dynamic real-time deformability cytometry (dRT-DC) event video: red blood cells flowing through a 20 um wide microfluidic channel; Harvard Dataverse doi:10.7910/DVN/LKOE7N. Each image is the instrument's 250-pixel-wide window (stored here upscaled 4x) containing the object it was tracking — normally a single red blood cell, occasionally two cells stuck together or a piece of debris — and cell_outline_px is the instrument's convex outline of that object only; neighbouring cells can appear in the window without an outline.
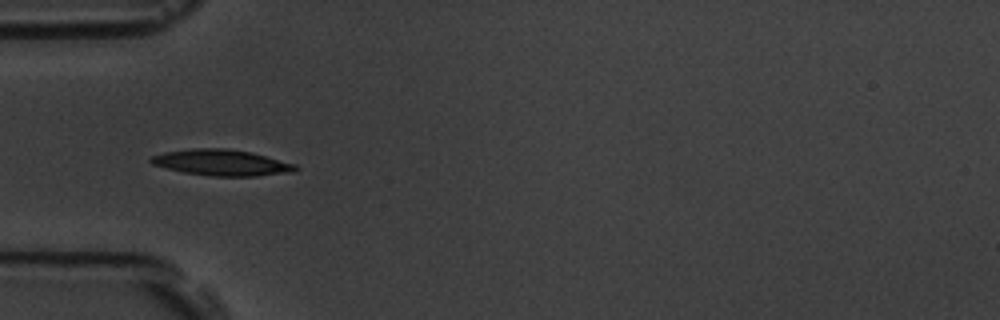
{"species": "common noctule bat (a hibernating species)", "species_latin": "Nyctalus noctula", "temperature_condition": "room temperature", "stored_images_in_passage": 6, "camera_frame_rate_fps": 3000, "um_per_image_px": 0.085, "animal": {"sex": "male", "body_mass_g": 19.5, "forearm_length_mm": 54.6}, "frame": {"image": 1, "passage_image": 4, "time_ms": 4.333, "image_size_px": [1000, 320], "cell_outline_px": [[300, 168], [292, 172], [256, 176], [212, 176], [184, 172], [152, 164], [148, 160], [152, 156], [164, 152], [192, 148], [228, 148], [252, 152], [296, 164]], "centroid_in_image_um": [18.87, 13.81], "position_along_channel_um": 66.1, "area_um2": 21.96}}
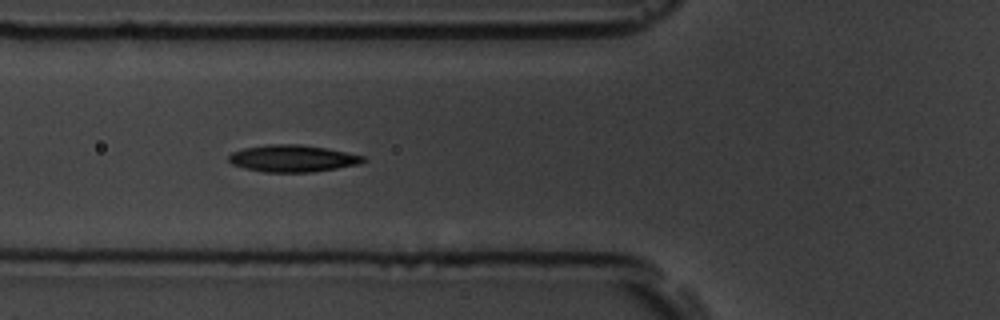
{"frame": {"image": 2, "passage_image": 5, "time_ms": 5.333, "image_size_px": [1000, 320], "cell_outline_px": [[368, 160], [360, 164], [312, 172], [264, 172], [244, 168], [232, 164], [228, 160], [228, 156], [232, 152], [244, 148], [268, 144], [300, 144], [324, 148], [364, 156]], "centroid_in_image_um": [24.85, 13.47], "position_along_channel_um": 100.9, "area_um2": 21.04}}
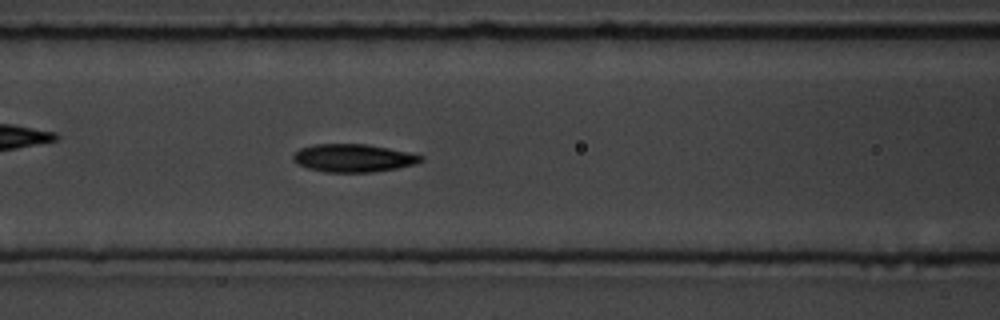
{"frame": {"image": 3, "passage_image": 6, "time_ms": 6.333, "image_size_px": [1000, 320], "cell_outline_px": [[424, 160], [416, 164], [396, 168], [372, 172], [324, 172], [308, 168], [296, 164], [292, 160], [292, 156], [300, 148], [312, 144], [368, 144], [408, 152], [424, 156]], "centroid_in_image_um": [30.01, 13.43], "position_along_channel_um": 136.6, "area_um2": 20.92}}